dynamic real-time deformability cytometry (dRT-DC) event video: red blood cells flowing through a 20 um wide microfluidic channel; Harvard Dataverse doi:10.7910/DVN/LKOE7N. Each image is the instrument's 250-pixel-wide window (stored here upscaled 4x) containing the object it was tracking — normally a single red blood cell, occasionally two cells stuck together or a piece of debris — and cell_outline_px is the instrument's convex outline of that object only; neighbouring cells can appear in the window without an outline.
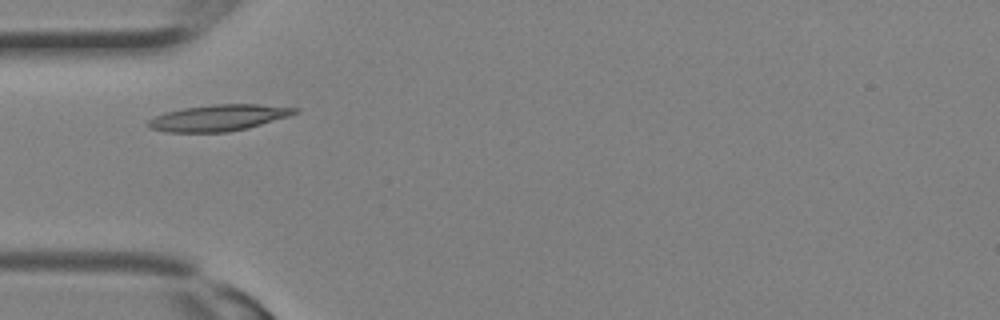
{"species": "Egyptian fruit bat (a non-hibernating species)", "species_latin": "Rousettus aegyptiacus", "temperature_condition": "room temperature", "stored_images_in_passage": 19, "camera_frame_rate_fps": 3000, "um_per_image_px": 0.085, "animal": {"sex": "female"}, "frame": {"image": 1, "passage_image": 1, "time_ms": 0.0, "image_size_px": [1000, 320], "cell_outline_px": [[300, 112], [288, 116], [248, 128], [228, 132], [164, 132], [148, 128], [148, 120], [164, 112], [184, 108], [216, 104], [256, 104], [300, 108]], "centroid_in_image_um": [18.58, 10.01], "position_along_channel_um": 66.4, "area_um2": 22.43}}
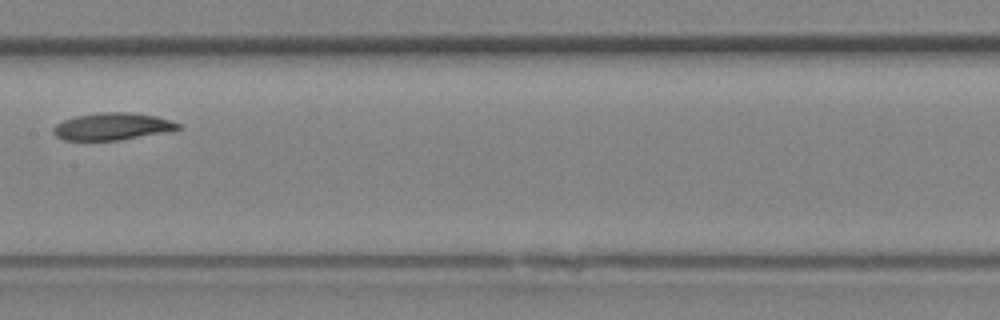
{"frame": {"image": 2, "passage_image": 7, "time_ms": 2.0, "image_size_px": [1000, 320], "cell_outline_px": [[180, 128], [120, 140], [64, 140], [56, 136], [52, 132], [52, 128], [56, 124], [64, 120], [76, 116], [96, 112], [128, 112], [156, 116], [180, 124]], "centroid_in_image_um": [9.45, 10.74], "position_along_channel_um": 197.9, "area_um2": 19.42}}
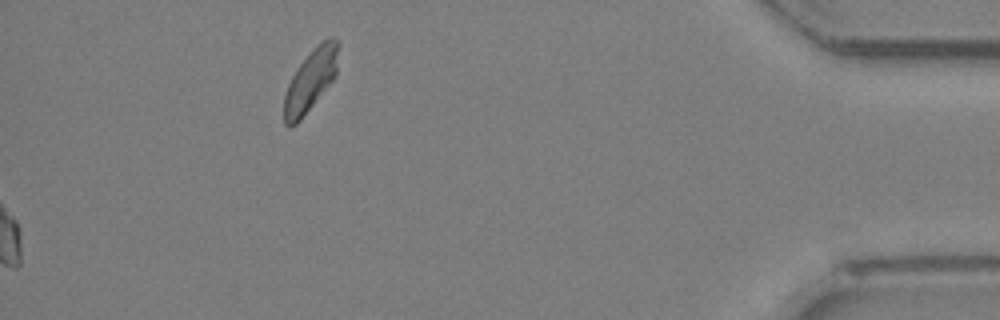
{"frame": {"image": 3, "passage_image": 19, "time_ms": 6.0, "image_size_px": [1000, 320], "cell_outline_px": [[340, 44], [336, 76], [300, 120], [296, 124], [288, 128], [284, 124], [284, 96], [288, 84], [296, 68], [308, 52], [320, 40], [328, 36], [332, 36], [340, 40]], "centroid_in_image_um": [26.43, 6.74], "position_along_channel_um": 408.8, "area_um2": 20.06}}